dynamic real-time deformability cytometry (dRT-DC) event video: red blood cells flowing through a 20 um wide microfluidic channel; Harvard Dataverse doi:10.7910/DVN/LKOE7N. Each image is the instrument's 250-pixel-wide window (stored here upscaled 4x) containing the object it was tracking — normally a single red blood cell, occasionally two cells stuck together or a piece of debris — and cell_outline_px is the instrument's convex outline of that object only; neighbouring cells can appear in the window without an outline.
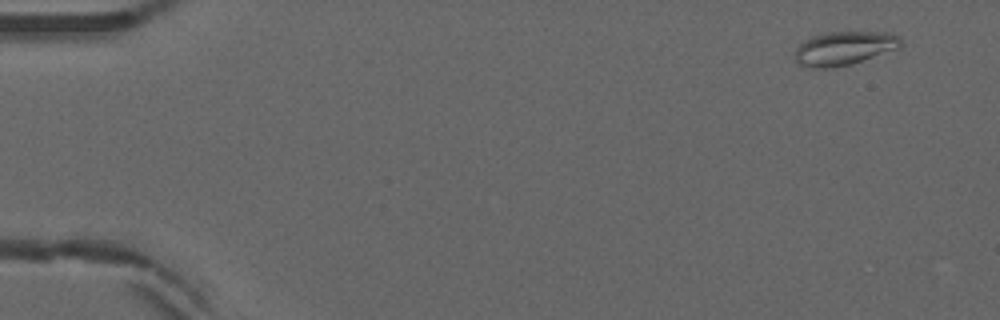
{"species": "common noctule bat (a hibernating species)", "species_latin": "Nyctalus noctula", "temperature_condition": "warm", "stored_images_in_passage": 51, "camera_frame_rate_fps": 3000, "um_per_image_px": 0.085, "animal": {"sex": "male", "forearm_length_mm": 52.5}, "frame": {"image": 1, "passage_image": 1, "time_ms": 0.0, "image_size_px": [1000, 320], "cell_outline_px": [[904, 44], [900, 48], [852, 64], [832, 68], [812, 68], [800, 64], [796, 60], [796, 48], [804, 40], [812, 36], [828, 32], [892, 32]], "centroid_in_image_um": [71.79, 4.1], "position_along_channel_um": 13.2, "area_um2": 20.87}}
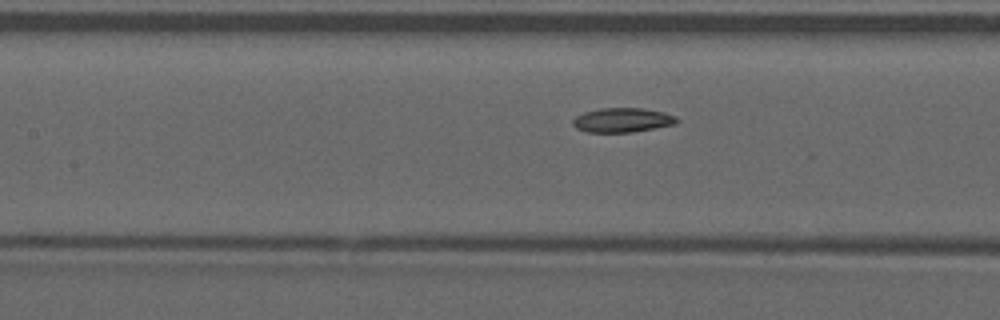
{"frame": {"image": 2, "passage_image": 22, "time_ms": 7.0, "image_size_px": [1000, 320], "cell_outline_px": [[680, 120], [676, 124], [632, 132], [584, 132], [576, 128], [572, 124], [572, 120], [576, 116], [584, 112], [600, 108], [644, 108], [664, 112], [676, 116]], "centroid_in_image_um": [52.91, 10.2], "position_along_channel_um": 154.5, "area_um2": 14.91}}
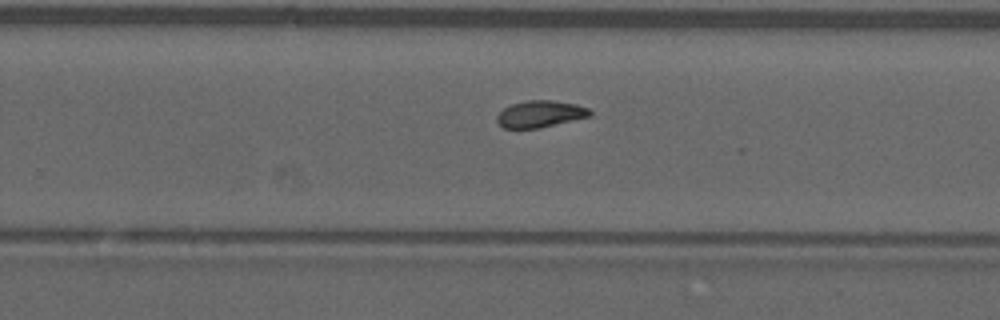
{"frame": {"image": 3, "passage_image": 32, "time_ms": 10.333, "image_size_px": [1000, 320], "cell_outline_px": [[592, 116], [540, 128], [504, 128], [496, 120], [496, 116], [504, 108], [512, 104], [528, 100], [552, 100], [576, 104], [588, 108], [592, 112]], "centroid_in_image_um": [45.94, 9.69], "position_along_channel_um": 283.9, "area_um2": 14.51}, "authors_computed_cell_mechanics": {"area_um2": 15.028, "velocity_mm_per_s": 3.9121, "shape_relaxation_time_tau1_ms": null, "shape_relaxation_time_tau2_ms": 3.6318, "deformation_change_tau1": null, "deformation_change_tau2": 0.0968}}